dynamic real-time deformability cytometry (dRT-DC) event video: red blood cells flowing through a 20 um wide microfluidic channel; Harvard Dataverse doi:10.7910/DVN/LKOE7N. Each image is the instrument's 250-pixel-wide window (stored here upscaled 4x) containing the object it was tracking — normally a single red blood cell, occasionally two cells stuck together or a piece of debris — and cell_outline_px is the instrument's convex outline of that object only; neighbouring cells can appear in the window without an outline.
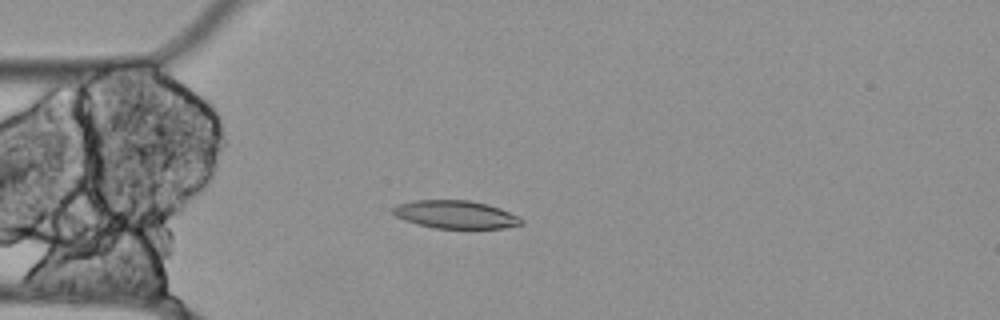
{"species": "Egyptian fruit bat (a non-hibernating species)", "species_latin": "Rousettus aegyptiacus", "temperature_condition": "cold", "stored_images_in_passage": 10, "segment_of_instrument_passage": [1, 2], "camera_frame_rate_fps": 3000, "um_per_image_px": 0.085, "animal": {"sex": "female"}, "frame": {"image": 1, "passage_image": 1, "time_ms": 0.0, "image_size_px": [1000, 320], "cell_outline_px": [[524, 224], [504, 228], [436, 228], [416, 224], [404, 220], [396, 216], [392, 212], [392, 208], [396, 204], [416, 200], [468, 200], [488, 204], [500, 208], [520, 216], [524, 220]], "centroid_in_image_um": [38.74, 18.23], "position_along_channel_um": 46.3, "area_um2": 21.1}}